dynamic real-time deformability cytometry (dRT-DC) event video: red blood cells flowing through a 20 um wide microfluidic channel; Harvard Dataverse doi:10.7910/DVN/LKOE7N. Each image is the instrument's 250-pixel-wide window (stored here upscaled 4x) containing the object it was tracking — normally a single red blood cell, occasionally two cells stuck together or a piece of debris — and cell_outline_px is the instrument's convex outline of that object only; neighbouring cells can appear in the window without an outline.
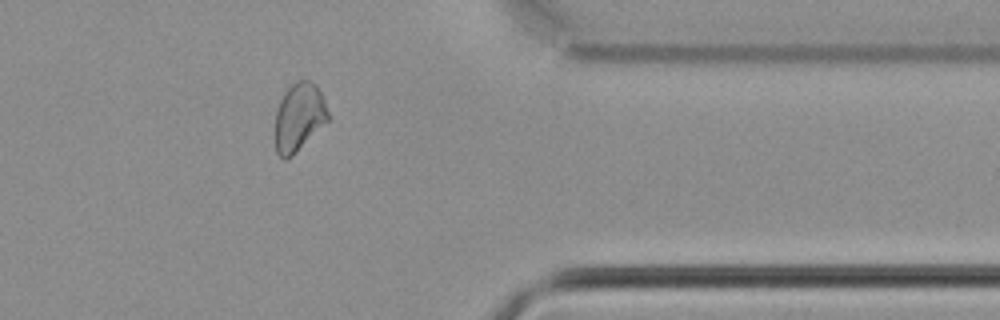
{"species": "common noctule bat (a hibernating species)", "species_latin": "Nyctalus noctula", "temperature_condition": "cold", "stored_images_in_passage": 51, "camera_frame_rate_fps": 3000, "um_per_image_px": 0.085, "animal": {"sex": "male", "body_mass_g": 21.5, "forearm_length_mm": 52.0}, "frame": {"image": 1, "passage_image": 43, "time_ms": 14.0, "image_size_px": [1000, 320], "cell_outline_px": [[328, 120], [292, 156], [284, 160], [276, 152], [276, 112], [280, 100], [284, 92], [296, 80], [312, 80], [316, 84], [324, 100], [328, 112]], "centroid_in_image_um": [25.41, 9.93], "position_along_channel_um": 386.0, "area_um2": 20.75}}